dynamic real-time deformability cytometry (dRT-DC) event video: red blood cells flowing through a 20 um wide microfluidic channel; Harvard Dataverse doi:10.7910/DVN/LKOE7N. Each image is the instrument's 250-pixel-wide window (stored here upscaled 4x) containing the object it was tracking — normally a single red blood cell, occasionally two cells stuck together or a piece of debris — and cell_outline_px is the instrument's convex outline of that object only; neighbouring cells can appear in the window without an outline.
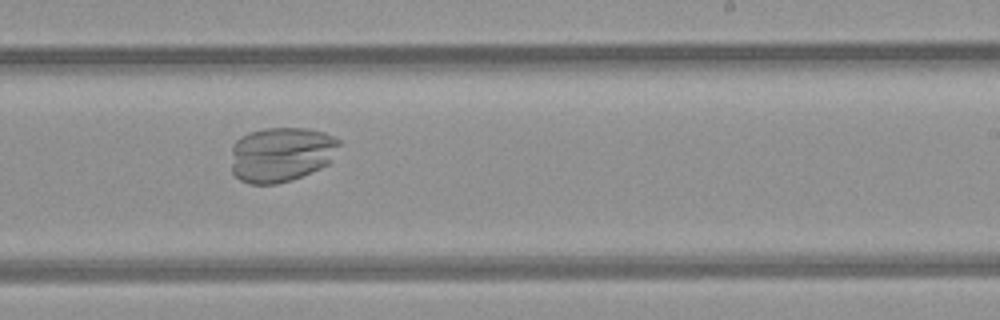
{"species": "common noctule bat (a hibernating species)", "species_latin": "Nyctalus noctula", "temperature_condition": "room temperature", "stored_images_in_passage": 16, "camera_frame_rate_fps": 3000, "um_per_image_px": 0.085, "animal": {"sex": "female", "body_mass_g": 21.9}, "frame": {"image": 1, "passage_image": 10, "time_ms": 11.333, "image_size_px": [1000, 320], "cell_outline_px": [[340, 144], [328, 164], [320, 168], [292, 180], [276, 184], [248, 184], [240, 180], [232, 172], [232, 144], [240, 136], [248, 132], [264, 128], [308, 128], [324, 132], [340, 140]], "centroid_in_image_um": [23.87, 13.11], "position_along_channel_um": 265.1, "area_um2": 34.8}}
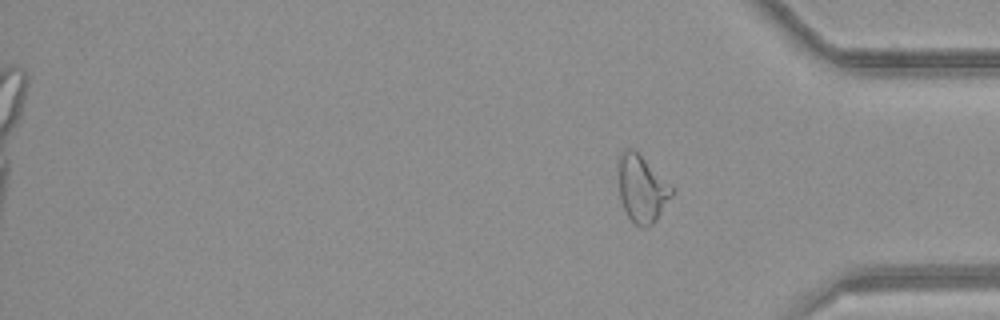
{"frame": {"image": 2, "passage_image": 16, "time_ms": 18.333, "image_size_px": [1000, 320], "cell_outline_px": [[676, 188], [672, 196], [656, 220], [652, 224], [644, 228], [640, 228], [628, 216], [620, 200], [616, 160], [620, 152], [624, 148], [632, 148]], "centroid_in_image_um": [54.54, 16.01], "position_along_channel_um": 380.7, "area_um2": 21.33}}